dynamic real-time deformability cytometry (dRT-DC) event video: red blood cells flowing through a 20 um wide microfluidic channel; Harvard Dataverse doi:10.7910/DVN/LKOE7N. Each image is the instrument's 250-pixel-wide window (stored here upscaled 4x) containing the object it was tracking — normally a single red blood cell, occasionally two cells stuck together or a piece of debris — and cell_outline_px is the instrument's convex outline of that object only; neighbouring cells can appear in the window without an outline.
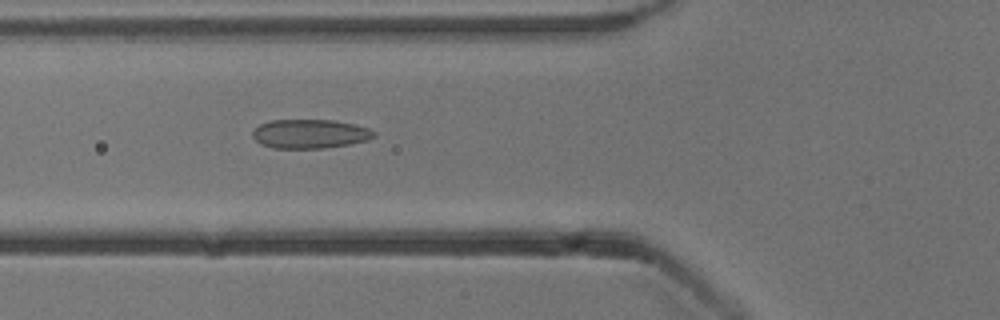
{"species": "common noctule bat (a hibernating species)", "species_latin": "Nyctalus noctula", "temperature_condition": "cold", "stored_images_in_passage": 53, "camera_frame_rate_fps": 3000, "um_per_image_px": 0.085, "animal": {"sex": "male", "body_mass_g": 13.3}, "frame": {"image": 1, "passage_image": 19, "time_ms": 6.0, "image_size_px": [1000, 320], "cell_outline_px": [[376, 136], [368, 140], [348, 144], [324, 148], [272, 148], [260, 144], [252, 136], [252, 132], [260, 124], [272, 120], [332, 120], [356, 124], [368, 128], [376, 132]], "centroid_in_image_um": [26.36, 11.37], "position_along_channel_um": 99.4, "area_um2": 20.58}}
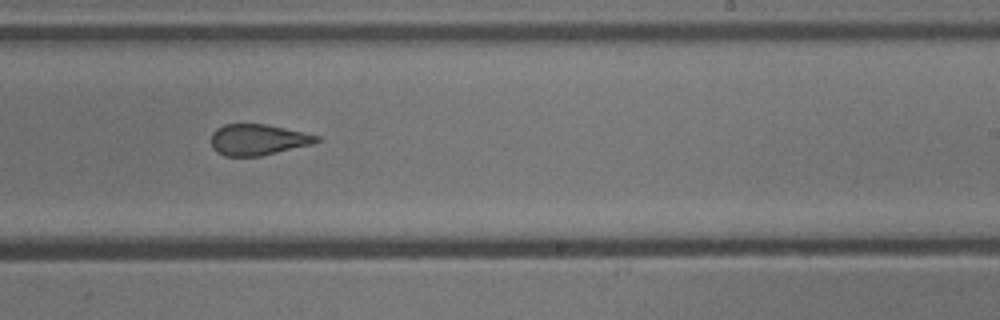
{"frame": {"image": 2, "passage_image": 32, "time_ms": 10.333, "image_size_px": [1000, 320], "cell_outline_px": [[320, 140], [312, 144], [260, 156], [224, 156], [216, 152], [212, 148], [212, 132], [216, 128], [224, 124], [264, 124], [304, 132], [320, 136]], "centroid_in_image_um": [21.9, 11.87], "position_along_channel_um": 267.1, "area_um2": 19.02}}
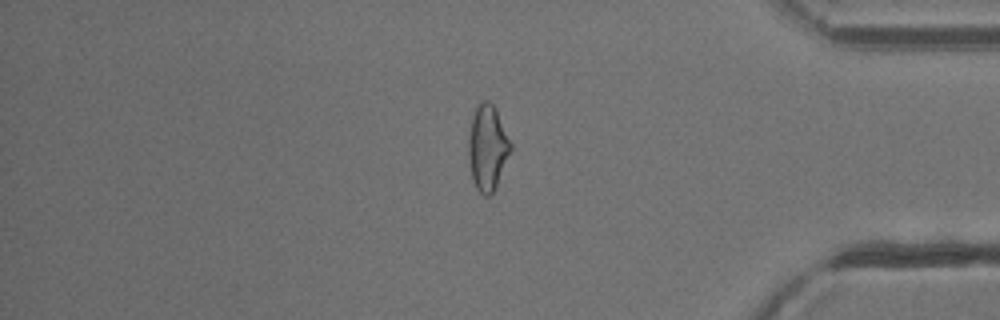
{"frame": {"image": 3, "passage_image": 44, "time_ms": 14.333, "image_size_px": [1000, 320], "cell_outline_px": [[512, 148], [496, 188], [492, 196], [484, 196], [476, 188], [472, 180], [468, 160], [468, 140], [472, 116], [476, 104], [480, 100], [488, 100], [496, 108], [512, 144]], "centroid_in_image_um": [41.43, 12.55], "position_along_channel_um": 393.8, "area_um2": 21.44}, "authors_computed_cell_mechanics": {"area_um2": 21.2704, "velocity_mm_per_s": 3.8634, "shape_relaxation_time_tau1_ms": null, "shape_relaxation_time_tau2_ms": 1.9346, "deformation_change_tau1": null, "deformation_change_tau2": 0.0851}}